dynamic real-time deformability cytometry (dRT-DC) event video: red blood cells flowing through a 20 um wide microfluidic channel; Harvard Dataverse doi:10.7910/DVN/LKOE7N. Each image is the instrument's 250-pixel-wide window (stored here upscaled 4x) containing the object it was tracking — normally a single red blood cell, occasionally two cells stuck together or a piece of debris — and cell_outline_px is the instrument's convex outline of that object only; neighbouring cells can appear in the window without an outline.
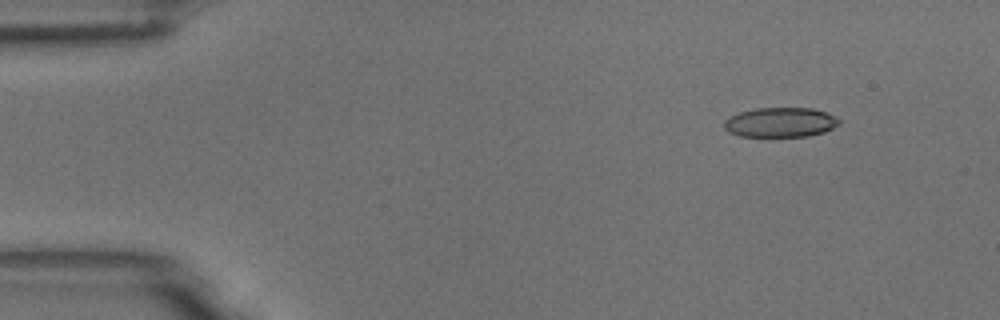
{"species": "common noctule bat (a hibernating species)", "species_latin": "Nyctalus noctula", "temperature_condition": "room temperature", "stored_images_in_passage": 5, "camera_frame_rate_fps": 3000, "um_per_image_px": 0.085, "animal": {"sex": "male", "body_mass_g": 18.8}, "frame": {"image": 1, "passage_image": 2, "time_ms": 0.333, "image_size_px": [1000, 320], "cell_outline_px": [[840, 124], [824, 132], [808, 136], [740, 136], [728, 132], [724, 128], [724, 120], [728, 116], [740, 112], [756, 108], [812, 108], [824, 112], [840, 120]], "centroid_in_image_um": [66.29, 10.4], "position_along_channel_um": 18.7, "area_um2": 19.83}}
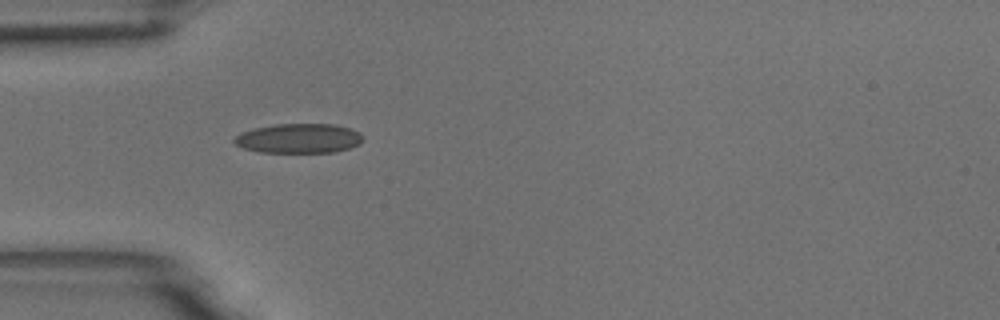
{"frame": {"image": 2, "passage_image": 5, "time_ms": 1.333, "image_size_px": [1000, 320], "cell_outline_px": [[364, 140], [360, 144], [348, 148], [332, 152], [260, 152], [244, 148], [236, 144], [232, 140], [240, 132], [252, 128], [276, 124], [336, 124], [360, 132], [364, 136]], "centroid_in_image_um": [25.4, 11.75], "position_along_channel_um": 59.6, "area_um2": 22.25}}